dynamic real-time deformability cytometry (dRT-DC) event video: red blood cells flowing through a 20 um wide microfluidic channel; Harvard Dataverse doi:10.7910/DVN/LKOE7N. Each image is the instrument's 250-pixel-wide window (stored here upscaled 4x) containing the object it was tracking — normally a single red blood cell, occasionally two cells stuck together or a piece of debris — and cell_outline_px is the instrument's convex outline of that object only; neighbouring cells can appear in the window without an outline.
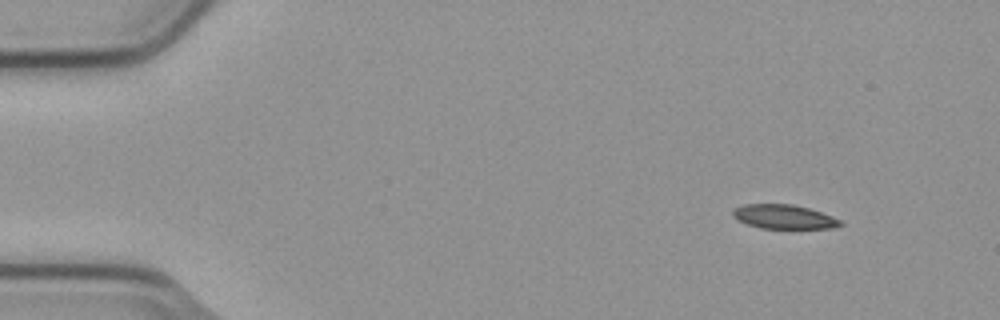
{"species": "common noctule bat (a hibernating species)", "species_latin": "Nyctalus noctula", "temperature_condition": "cold", "stored_images_in_passage": 3, "camera_frame_rate_fps": 3000, "um_per_image_px": 0.085, "animal": {"sex": "male", "body_mass_g": 23.1, "forearm_length_mm": 52.7}, "frame": {"image": 1, "passage_image": 1, "time_ms": 0.0, "image_size_px": [1000, 320], "cell_outline_px": [[844, 224], [836, 228], [760, 228], [748, 224], [732, 216], [732, 212], [736, 208], [744, 204], [792, 204], [808, 208], [832, 216], [840, 220]], "centroid_in_image_um": [66.66, 18.42], "position_along_channel_um": 18.3, "area_um2": 14.97}}